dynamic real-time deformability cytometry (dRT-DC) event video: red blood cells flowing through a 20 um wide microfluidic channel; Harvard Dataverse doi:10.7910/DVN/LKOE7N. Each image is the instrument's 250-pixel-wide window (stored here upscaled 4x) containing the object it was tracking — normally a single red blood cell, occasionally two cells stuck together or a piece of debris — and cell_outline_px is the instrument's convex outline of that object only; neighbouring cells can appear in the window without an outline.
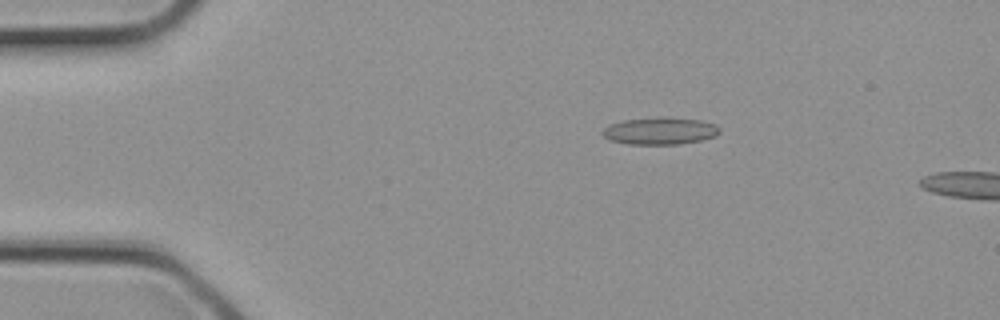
{"species": "common noctule bat (a hibernating species)", "species_latin": "Nyctalus noctula", "temperature_condition": "cold", "stored_images_in_passage": 8, "camera_frame_rate_fps": 3000, "um_per_image_px": 0.085, "animal": {"sex": "female", "body_mass_g": 21.9}, "frame": {"image": 1, "passage_image": 6, "time_ms": 1.667, "image_size_px": [1000, 320], "cell_outline_px": [[720, 132], [716, 136], [700, 140], [676, 144], [628, 144], [612, 140], [604, 136], [600, 132], [608, 124], [624, 120], [700, 120], [716, 124], [720, 128]], "centroid_in_image_um": [56.09, 11.17], "position_along_channel_um": 28.9, "area_um2": 17.51}}